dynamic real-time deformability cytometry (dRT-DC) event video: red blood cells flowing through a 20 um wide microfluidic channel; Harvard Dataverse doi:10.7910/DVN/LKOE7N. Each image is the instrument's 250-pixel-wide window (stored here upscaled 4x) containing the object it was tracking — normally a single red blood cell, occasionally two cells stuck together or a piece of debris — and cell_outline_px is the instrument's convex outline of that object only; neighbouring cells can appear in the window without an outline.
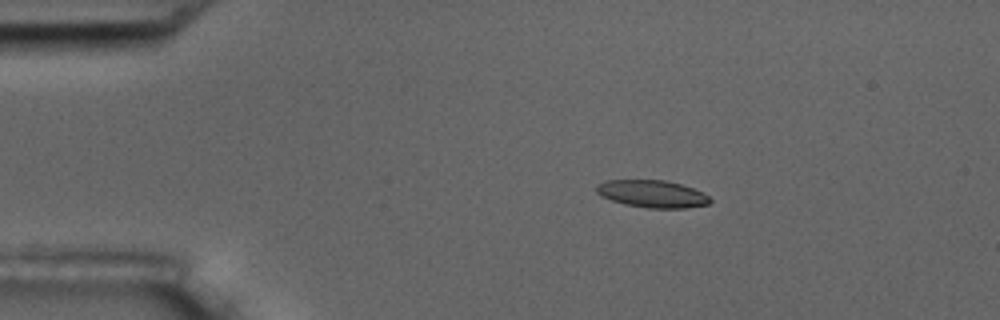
{"species": "common noctule bat (a hibernating species)", "species_latin": "Nyctalus noctula", "temperature_condition": "room temperature", "stored_images_in_passage": 4, "camera_frame_rate_fps": 3000, "um_per_image_px": 0.085, "animal": {"sex": "male", "body_mass_g": 17.5, "forearm_length_mm": 52.3}, "frame": {"image": 1, "passage_image": 3, "time_ms": 3.333, "image_size_px": [1000, 320], "cell_outline_px": [[712, 200], [708, 204], [684, 208], [648, 208], [624, 204], [600, 196], [596, 192], [596, 184], [604, 180], [664, 180], [680, 184], [692, 188], [708, 196]], "centroid_in_image_um": [55.38, 16.47], "position_along_channel_um": 29.6, "area_um2": 18.03}}